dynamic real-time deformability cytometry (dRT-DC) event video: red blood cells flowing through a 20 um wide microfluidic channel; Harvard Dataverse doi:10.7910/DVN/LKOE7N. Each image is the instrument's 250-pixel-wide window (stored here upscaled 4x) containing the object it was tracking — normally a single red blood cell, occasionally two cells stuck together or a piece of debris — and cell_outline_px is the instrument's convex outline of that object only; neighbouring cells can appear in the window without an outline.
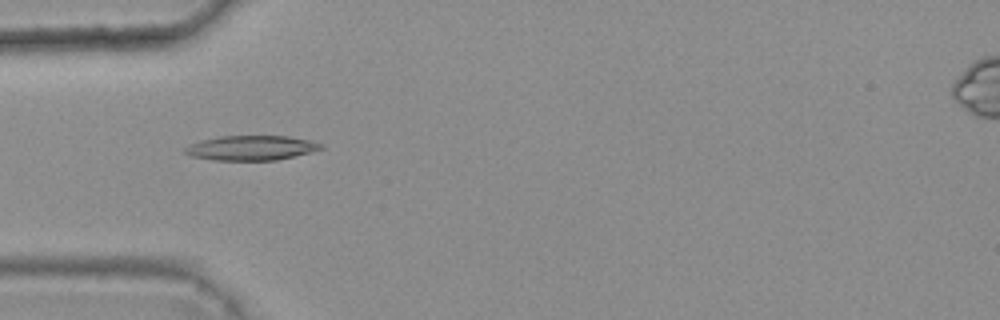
{"species": "common noctule bat (a hibernating species)", "species_latin": "Nyctalus noctula", "temperature_condition": "warm", "stored_images_in_passage": 37, "camera_frame_rate_fps": 3000, "um_per_image_px": 0.085, "animal": {"sex": "female", "body_mass_g": 25.1}, "frame": {"image": 1, "passage_image": 6, "time_ms": 1.667, "image_size_px": [1000, 320], "cell_outline_px": [[324, 148], [312, 152], [276, 160], [216, 160], [192, 156], [184, 152], [184, 148], [200, 140], [220, 136], [288, 136], [312, 140], [324, 144]], "centroid_in_image_um": [21.41, 12.56], "position_along_channel_um": 63.6, "area_um2": 19.59}}
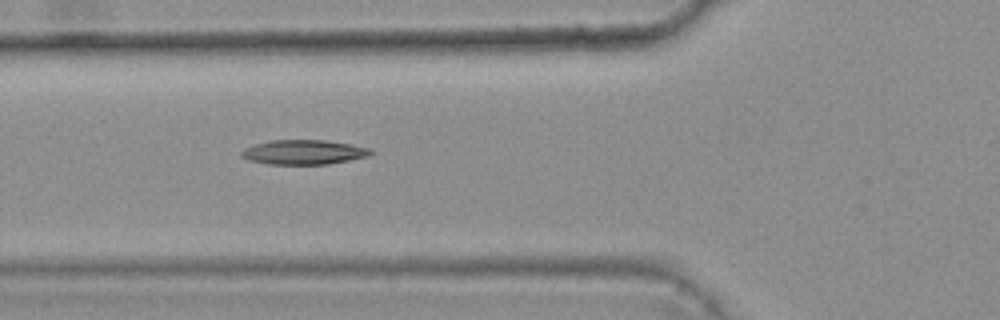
{"frame": {"image": 2, "passage_image": 9, "time_ms": 2.667, "image_size_px": [1000, 320], "cell_outline_px": [[372, 152], [368, 156], [328, 164], [268, 164], [248, 160], [240, 156], [240, 152], [244, 148], [256, 144], [272, 140], [324, 140], [352, 144], [372, 148]], "centroid_in_image_um": [25.81, 12.93], "position_along_channel_um": 100.0, "area_um2": 18.5}}
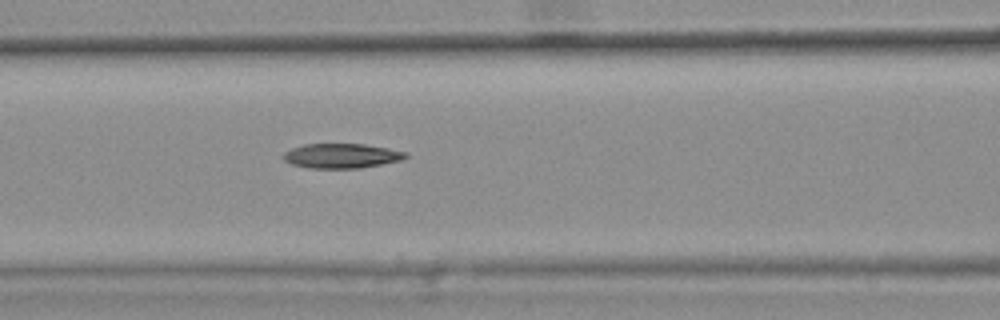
{"frame": {"image": 3, "passage_image": 12, "time_ms": 3.667, "image_size_px": [1000, 320], "cell_outline_px": [[408, 156], [404, 160], [360, 168], [308, 168], [292, 164], [284, 160], [280, 156], [284, 152], [292, 148], [304, 144], [364, 144], [388, 148], [408, 152]], "centroid_in_image_um": [29.04, 13.25], "position_along_channel_um": 137.6, "area_um2": 17.74}, "authors_computed_cell_mechanics": {"area_um2": 17.918, "velocity_mm_per_s": 3.7322, "shape_relaxation_time_tau1_ms": null, "shape_relaxation_time_tau2_ms": 9.358, "deformation_change_tau1": null, "deformation_change_tau2": 0.2225}}